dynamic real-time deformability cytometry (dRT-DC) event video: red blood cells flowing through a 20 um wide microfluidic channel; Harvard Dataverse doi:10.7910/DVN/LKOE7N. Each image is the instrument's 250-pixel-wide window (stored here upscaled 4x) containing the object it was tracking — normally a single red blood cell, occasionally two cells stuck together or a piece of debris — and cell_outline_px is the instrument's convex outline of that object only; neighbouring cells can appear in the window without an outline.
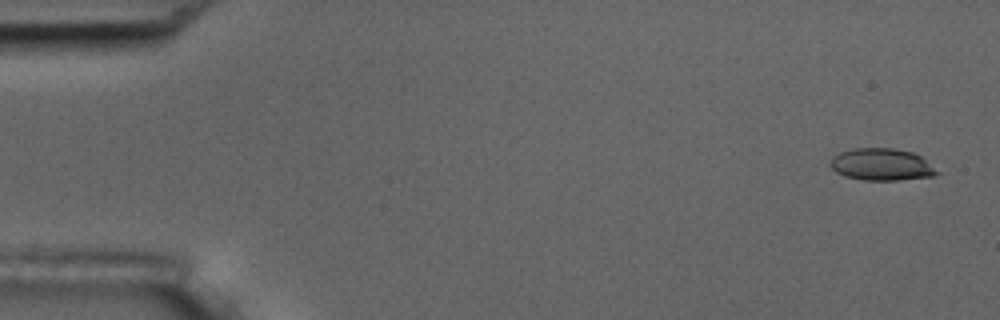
{"species": "common noctule bat (a hibernating species)", "species_latin": "Nyctalus noctula", "temperature_condition": "room temperature", "stored_images_in_passage": 8, "camera_frame_rate_fps": 3000, "um_per_image_px": 0.085, "animal": {"sex": "male", "body_mass_g": 17.5, "forearm_length_mm": 52.3}, "frame": {"image": 1, "passage_image": 1, "time_ms": 0.0, "image_size_px": [1000, 320], "cell_outline_px": [[940, 172], [936, 176], [896, 180], [864, 180], [844, 176], [836, 172], [828, 164], [832, 156], [840, 152], [856, 148], [896, 148], [912, 152], [920, 156]], "centroid_in_image_um": [74.92, 13.98], "position_along_channel_um": 10.1, "area_um2": 20.0}}
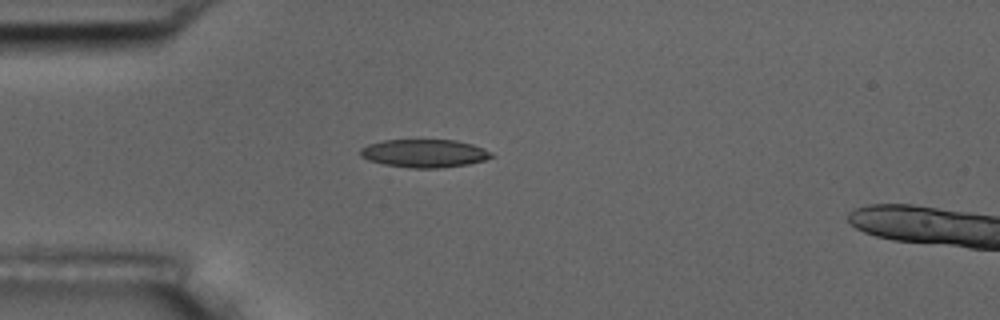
{"frame": {"image": 2, "passage_image": 4, "time_ms": 4.333, "image_size_px": [1000, 320], "cell_outline_px": [[496, 156], [484, 160], [468, 164], [440, 168], [408, 168], [384, 164], [368, 160], [360, 156], [360, 148], [368, 144], [384, 140], [456, 140], [472, 144], [484, 148], [492, 152]], "centroid_in_image_um": [36.08, 13.03], "position_along_channel_um": 48.9, "area_um2": 21.62}}
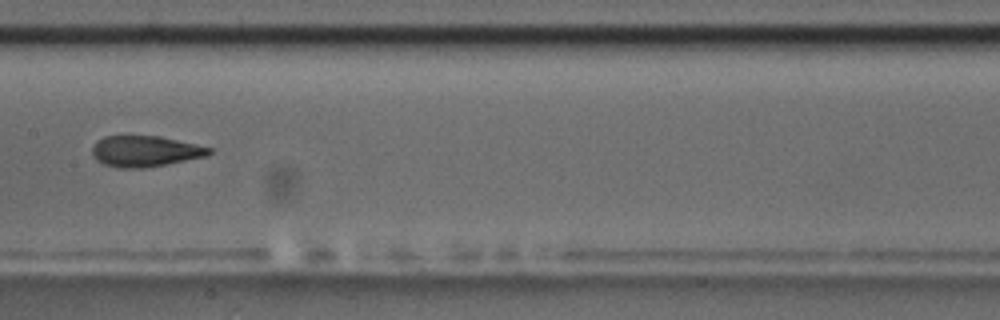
{"frame": {"image": 3, "passage_image": 8, "time_ms": 8.667, "image_size_px": [1000, 320], "cell_outline_px": [[212, 152], [208, 156], [144, 168], [116, 168], [104, 164], [96, 160], [92, 156], [92, 148], [96, 140], [104, 136], [160, 136], [212, 148]], "centroid_in_image_um": [12.3, 12.86], "position_along_channel_um": 195.1, "area_um2": 21.15}}